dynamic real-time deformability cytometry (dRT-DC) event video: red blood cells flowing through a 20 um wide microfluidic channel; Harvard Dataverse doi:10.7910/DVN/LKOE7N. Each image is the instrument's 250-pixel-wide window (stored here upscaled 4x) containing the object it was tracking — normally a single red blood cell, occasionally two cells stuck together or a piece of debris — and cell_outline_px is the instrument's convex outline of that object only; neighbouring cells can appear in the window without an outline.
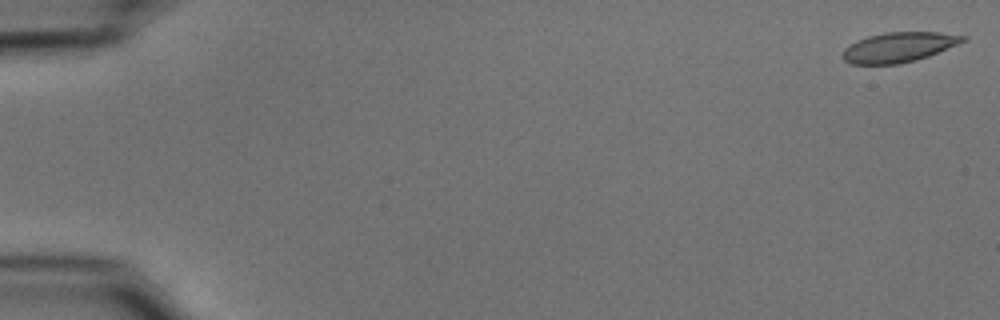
{"species": "common noctule bat (a hibernating species)", "species_latin": "Nyctalus noctula", "temperature_condition": "cold", "stored_images_in_passage": 10, "segment_of_instrument_passage": [1, 2], "camera_frame_rate_fps": 3000, "um_per_image_px": 0.085, "animal": {"sex": "male", "body_mass_g": 15.6}, "frame": {"image": 1, "passage_image": 1, "time_ms": 0.0, "image_size_px": [1000, 320], "cell_outline_px": [[968, 40], [928, 56], [916, 60], [900, 64], [852, 64], [844, 60], [840, 56], [844, 48], [856, 40], [868, 36], [884, 32], [936, 32], [968, 36]], "centroid_in_image_um": [76.38, 4.01], "position_along_channel_um": 8.6, "area_um2": 21.1}}